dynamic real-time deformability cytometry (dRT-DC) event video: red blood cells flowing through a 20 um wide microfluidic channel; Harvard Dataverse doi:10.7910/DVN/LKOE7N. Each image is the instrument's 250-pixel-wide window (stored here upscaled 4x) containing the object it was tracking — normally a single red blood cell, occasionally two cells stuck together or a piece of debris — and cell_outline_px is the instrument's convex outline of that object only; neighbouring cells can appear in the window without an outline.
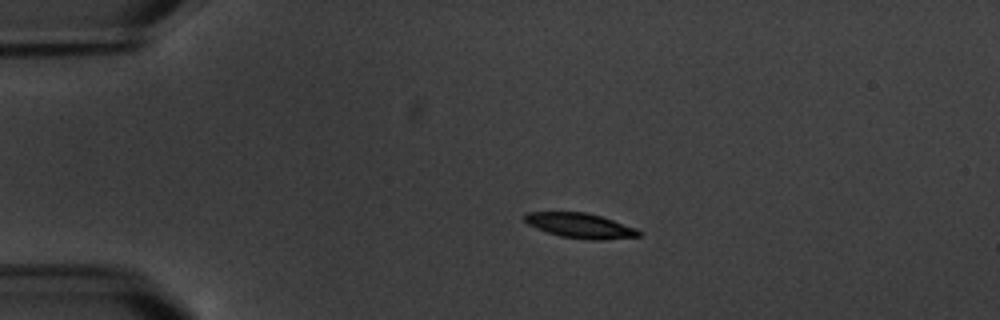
{"species": "common noctule bat (a hibernating species)", "species_latin": "Nyctalus noctula", "temperature_condition": "warm", "stored_images_in_passage": 16, "camera_frame_rate_fps": 3000, "um_per_image_px": 0.085, "animal": {"sex": "male", "body_mass_g": 20.1, "forearm_length_mm": 53.5}, "frame": {"image": 1, "passage_image": 4, "time_ms": 3.333, "image_size_px": [1000, 320], "cell_outline_px": [[640, 236], [600, 240], [588, 240], [560, 236], [536, 228], [528, 224], [524, 220], [524, 216], [528, 212], [584, 212], [600, 216], [636, 228], [640, 232]], "centroid_in_image_um": [49.3, 19.18], "position_along_channel_um": 35.7, "area_um2": 16.36}}
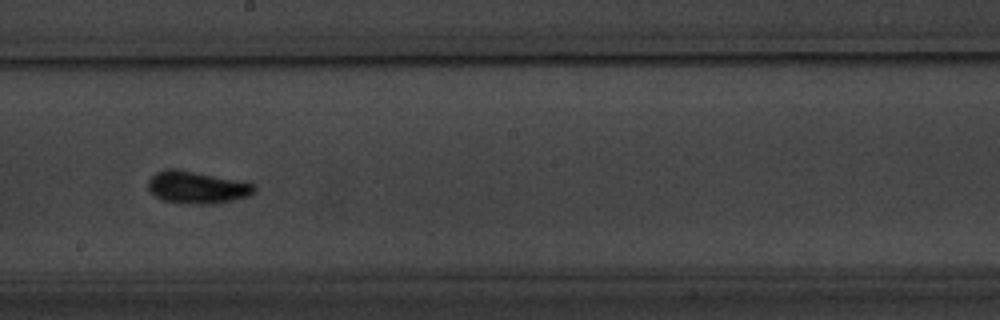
{"frame": {"image": 2, "passage_image": 10, "time_ms": 10.333, "image_size_px": [1000, 320], "cell_outline_px": [[256, 188], [248, 196], [232, 200], [212, 204], [188, 204], [164, 200], [156, 196], [148, 188], [148, 180], [156, 172], [192, 172], [256, 184]], "centroid_in_image_um": [16.78, 15.98], "position_along_channel_um": 231.4, "area_um2": 18.9}}
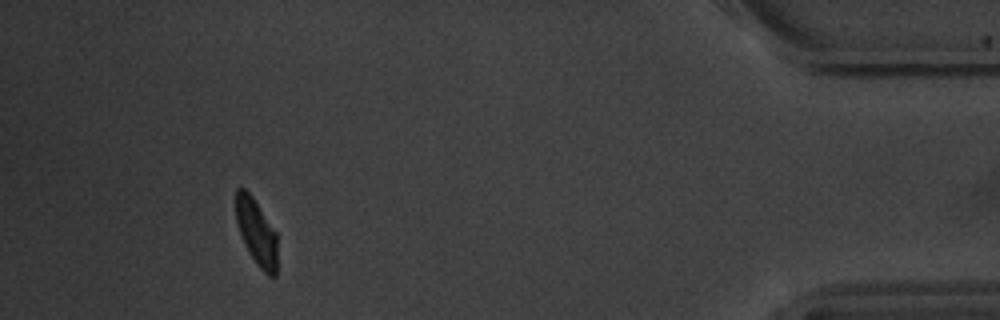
{"frame": {"image": 3, "passage_image": 15, "time_ms": 17.333, "image_size_px": [1000, 320], "cell_outline_px": [[276, 276], [268, 276], [256, 264], [248, 252], [244, 244], [236, 220], [236, 188], [244, 188], [252, 196], [276, 232]], "centroid_in_image_um": [21.79, 19.74], "position_along_channel_um": 413.4, "area_um2": 15.78}, "authors_computed_cell_mechanics": {"area_um2": 16.8487, "velocity_mm_per_s": 3.4287, "shape_relaxation_time_tau1_ms": 1.4571, "shape_relaxation_time_tau2_ms": 1.1668, "deformation_change_tau1": 0.086, "deformation_change_tau2": 0.0524}}